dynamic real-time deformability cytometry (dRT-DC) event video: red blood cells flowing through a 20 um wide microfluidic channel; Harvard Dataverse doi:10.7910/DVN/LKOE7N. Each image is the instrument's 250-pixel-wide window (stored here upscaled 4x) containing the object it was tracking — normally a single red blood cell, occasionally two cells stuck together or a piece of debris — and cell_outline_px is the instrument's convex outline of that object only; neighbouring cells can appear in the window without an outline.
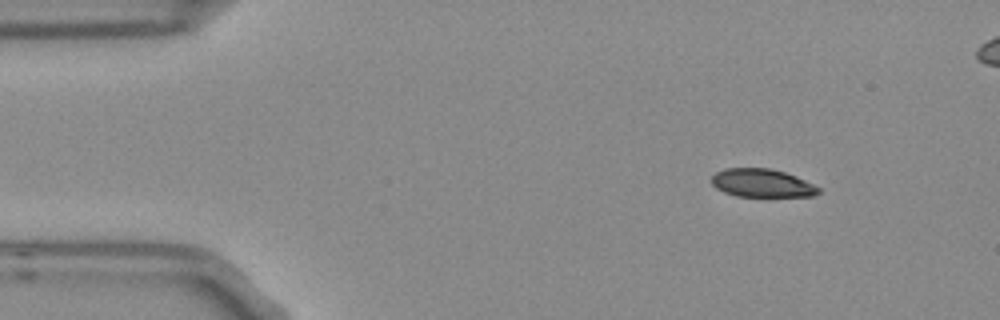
{"species": "Egyptian fruit bat (a non-hibernating species)", "species_latin": "Rousettus aegyptiacus", "temperature_condition": "room temperature", "stored_images_in_passage": 5, "camera_frame_rate_fps": 3000, "um_per_image_px": 0.085, "frame": {"image": 1, "passage_image": 1, "time_ms": 0.0, "image_size_px": [1000, 320], "cell_outline_px": [[820, 192], [812, 196], [736, 196], [724, 192], [716, 188], [712, 184], [712, 176], [716, 172], [724, 168], [772, 168], [796, 176], [820, 188]], "centroid_in_image_um": [64.75, 15.55], "position_along_channel_um": 20.3, "area_um2": 17.51}}
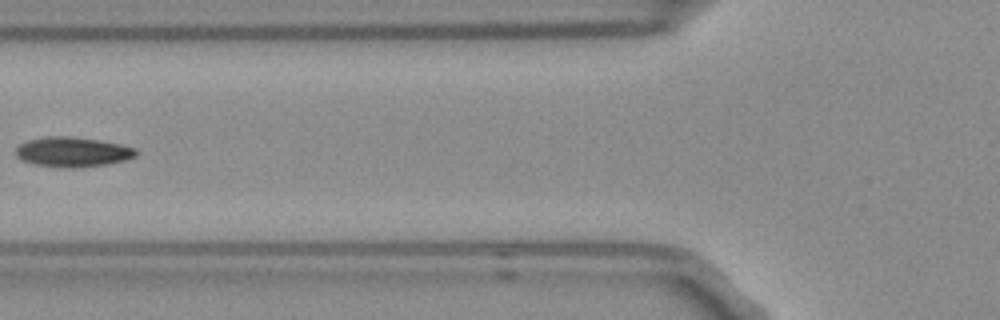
{"frame": {"image": 2, "passage_image": 4, "time_ms": 1.0, "image_size_px": [1000, 320], "cell_outline_px": [[136, 156], [124, 160], [108, 164], [72, 168], [68, 168], [36, 164], [24, 160], [16, 156], [16, 148], [20, 144], [28, 140], [44, 136], [68, 136], [96, 140], [120, 144], [136, 148]], "centroid_in_image_um": [6.17, 12.91], "position_along_channel_um": 119.6, "area_um2": 20.63}}